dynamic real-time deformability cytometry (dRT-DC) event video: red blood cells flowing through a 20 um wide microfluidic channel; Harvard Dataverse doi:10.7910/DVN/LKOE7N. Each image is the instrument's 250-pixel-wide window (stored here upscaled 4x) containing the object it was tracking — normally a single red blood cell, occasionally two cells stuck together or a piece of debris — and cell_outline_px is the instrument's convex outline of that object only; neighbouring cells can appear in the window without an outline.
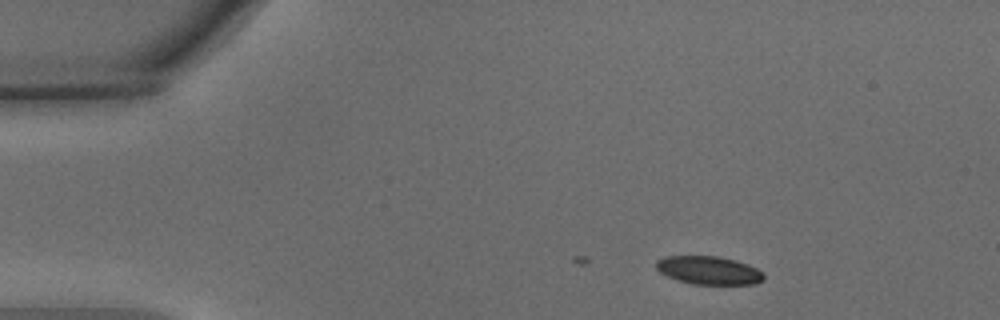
{"species": "common noctule bat (a hibernating species)", "species_latin": "Nyctalus noctula", "temperature_condition": "warm", "stored_images_in_passage": 17, "camera_frame_rate_fps": 3000, "um_per_image_px": 0.085, "animal": {"sex": "male", "body_mass_g": 15.6}, "frame": {"image": 1, "passage_image": 1, "time_ms": 0.0, "image_size_px": [1000, 320], "cell_outline_px": [[764, 280], [756, 284], [692, 284], [668, 276], [660, 272], [656, 268], [656, 260], [664, 256], [716, 256], [736, 260], [748, 264], [764, 272]], "centroid_in_image_um": [60.27, 22.97], "position_along_channel_um": 24.7, "area_um2": 17.74}}
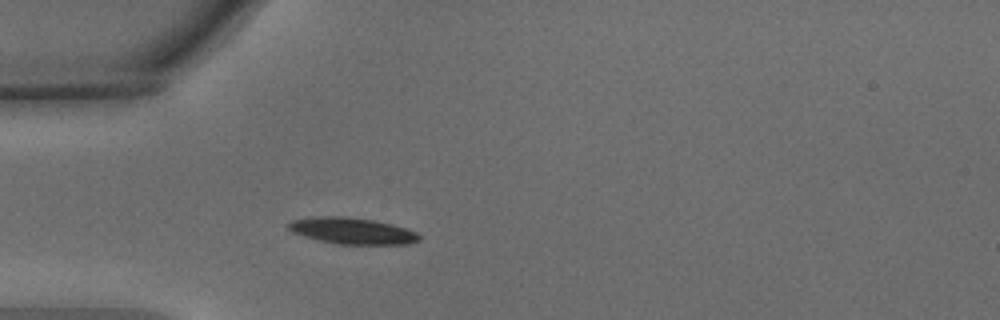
{"frame": {"image": 2, "passage_image": 9, "time_ms": 2.667, "image_size_px": [1000, 320], "cell_outline_px": [[420, 240], [408, 244], [336, 244], [304, 236], [292, 232], [288, 228], [288, 224], [292, 220], [312, 216], [344, 216], [372, 220], [392, 224], [416, 232], [420, 236]], "centroid_in_image_um": [29.91, 19.62], "position_along_channel_um": 55.1, "area_um2": 20.0}}